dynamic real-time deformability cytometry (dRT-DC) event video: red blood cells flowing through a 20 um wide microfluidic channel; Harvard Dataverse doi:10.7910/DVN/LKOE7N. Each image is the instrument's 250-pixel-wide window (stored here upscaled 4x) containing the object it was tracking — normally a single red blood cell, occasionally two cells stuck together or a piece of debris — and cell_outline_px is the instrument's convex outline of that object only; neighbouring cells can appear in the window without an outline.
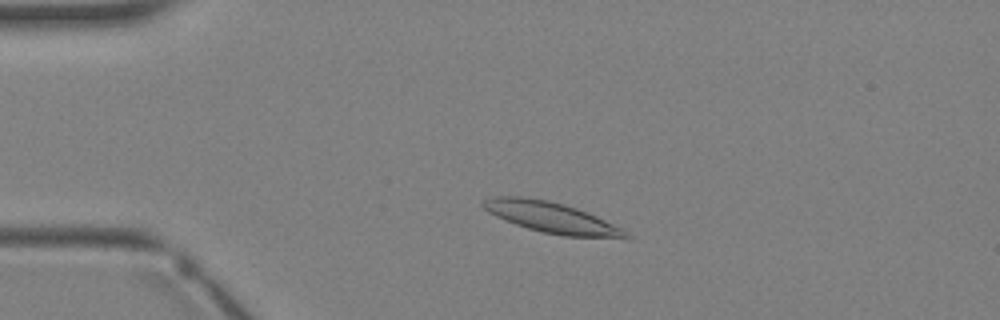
{"species": "Egyptian fruit bat (a non-hibernating species)", "species_latin": "Rousettus aegyptiacus", "temperature_condition": "warm", "stored_images_in_passage": 2, "camera_frame_rate_fps": 3000, "um_per_image_px": 0.085, "animal": {"sex": "female"}, "frame": {"image": 1, "passage_image": 1, "time_ms": 0.0, "image_size_px": [1000, 320], "cell_outline_px": [[632, 240], [628, 240], [564, 236], [544, 232], [528, 228], [516, 224], [496, 216], [488, 212], [480, 204], [484, 200], [492, 196], [520, 196], [548, 200], [564, 204], [576, 208], [596, 216], [628, 232], [632, 236]], "centroid_in_image_um": [46.95, 18.51], "position_along_channel_um": 38.0, "area_um2": 25.78}}